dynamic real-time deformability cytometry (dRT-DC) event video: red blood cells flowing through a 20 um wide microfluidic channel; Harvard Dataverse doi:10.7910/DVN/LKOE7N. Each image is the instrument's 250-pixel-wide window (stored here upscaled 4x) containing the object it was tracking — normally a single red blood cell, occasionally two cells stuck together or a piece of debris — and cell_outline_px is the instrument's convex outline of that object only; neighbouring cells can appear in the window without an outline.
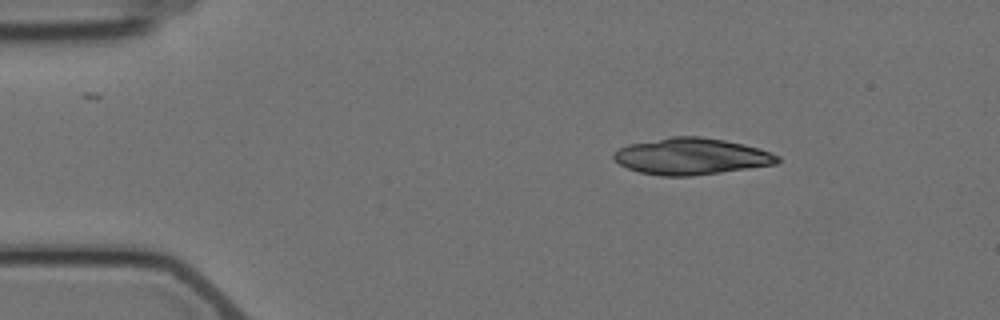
{"species": "Egyptian fruit bat (a non-hibernating species)", "species_latin": "Rousettus aegyptiacus", "temperature_condition": "cold", "stored_images_in_passage": 4, "camera_frame_rate_fps": 3000, "um_per_image_px": 0.085, "animal": {"sex": "female"}, "frame": {"image": 1, "passage_image": 2, "time_ms": 1.0, "image_size_px": [1000, 320], "cell_outline_px": [[780, 160], [776, 164], [692, 176], [660, 176], [640, 172], [628, 168], [620, 164], [612, 156], [612, 152], [628, 144], [672, 136], [700, 136], [724, 140], [744, 144], [780, 156]], "centroid_in_image_um": [58.73, 13.29], "position_along_channel_um": 26.3, "area_um2": 34.68}}